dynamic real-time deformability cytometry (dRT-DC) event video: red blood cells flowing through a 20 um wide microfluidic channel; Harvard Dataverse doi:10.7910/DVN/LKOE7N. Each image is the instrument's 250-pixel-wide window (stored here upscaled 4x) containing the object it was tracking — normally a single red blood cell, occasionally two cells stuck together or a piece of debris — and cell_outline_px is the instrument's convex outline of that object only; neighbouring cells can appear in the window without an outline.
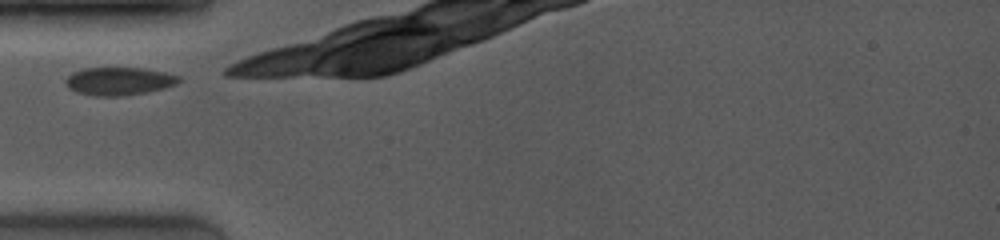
{"species": "common noctule bat (a hibernating species)", "species_latin": "Nyctalus noctula", "temperature_condition": "room temperature", "stored_images_in_passage": 1, "camera_frame_rate_fps": 4000, "um_per_image_px": 0.085, "animal": {"sex": "female", "body_mass_g": 19.0, "forearm_length_mm": 53.3}, "frame": {"image": 1, "passage_image": 1, "time_ms": 0.0, "image_size_px": [1000, 240], "cell_outline_px": [[180, 80], [176, 84], [164, 88], [148, 92], [120, 96], [92, 96], [76, 92], [68, 88], [64, 84], [64, 80], [72, 72], [84, 68], [144, 68], [164, 72], [180, 76]], "centroid_in_image_um": [10.07, 6.9], "position_along_channel_um": 74.9, "area_um2": 18.61}}